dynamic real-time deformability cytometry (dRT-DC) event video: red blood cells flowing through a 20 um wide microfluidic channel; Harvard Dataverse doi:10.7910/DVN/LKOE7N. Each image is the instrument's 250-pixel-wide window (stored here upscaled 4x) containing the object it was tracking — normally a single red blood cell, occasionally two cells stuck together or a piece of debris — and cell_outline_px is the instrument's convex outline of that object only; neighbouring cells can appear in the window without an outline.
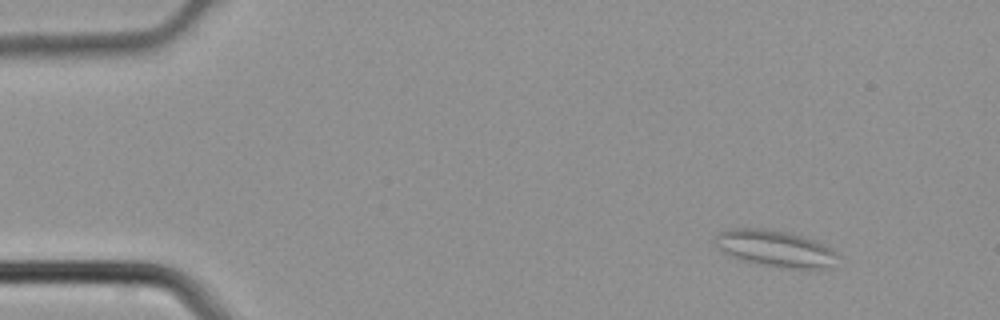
{"species": "common noctule bat (a hibernating species)", "species_latin": "Nyctalus noctula", "temperature_condition": "cold", "stored_images_in_passage": 3, "camera_frame_rate_fps": 3000, "um_per_image_px": 0.085, "animal": {"sex": "male", "body_mass_g": 21.5, "forearm_length_mm": 52.0}, "frame": {"image": 1, "passage_image": 1, "time_ms": 0.0, "image_size_px": [1000, 320], "cell_outline_px": [[840, 256], [832, 268], [780, 268], [756, 264], [728, 256], [716, 248], [712, 240], [720, 232], [732, 228], [764, 228], [788, 232], [804, 236], [824, 244], [832, 248]], "centroid_in_image_um": [65.88, 21.13], "position_along_channel_um": 19.1, "area_um2": 26.76}}